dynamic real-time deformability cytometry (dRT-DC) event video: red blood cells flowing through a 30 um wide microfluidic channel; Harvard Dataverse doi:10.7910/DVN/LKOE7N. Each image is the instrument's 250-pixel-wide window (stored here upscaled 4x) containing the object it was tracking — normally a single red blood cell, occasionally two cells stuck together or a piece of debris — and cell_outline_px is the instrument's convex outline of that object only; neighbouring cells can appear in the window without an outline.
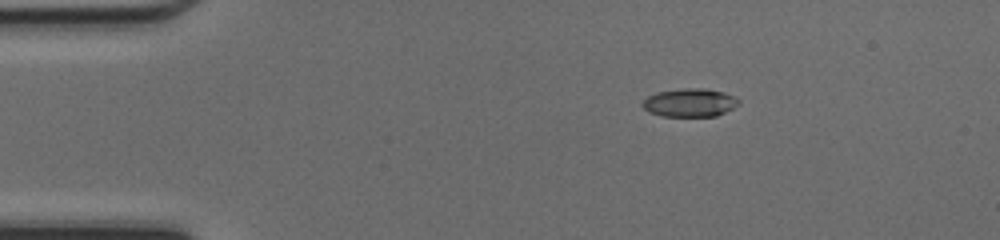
{"species": "common noctule bat (a hibernating species)", "species_latin": "Nyctalus noctula", "temperature_condition": "cold", "stored_images_in_passage": 41, "camera_frame_rate_fps": 3000, "um_per_image_px": 0.085, "animal": {"sex": "female", "body_mass_g": 17.0, "forearm_length_mm": 48.0}, "frame": {"image": 1, "passage_image": 1, "time_ms": 0.0, "image_size_px": [1000, 240], "cell_outline_px": [[740, 104], [716, 116], [664, 116], [648, 112], [640, 104], [648, 96], [656, 92], [684, 88], [704, 88], [724, 92], [740, 100]], "centroid_in_image_um": [58.62, 8.72], "position_along_channel_um": 26.4, "area_um2": 15.84}}
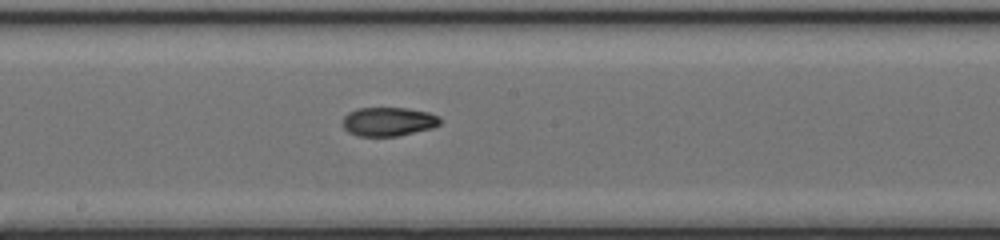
{"frame": {"image": 2, "passage_image": 19, "time_ms": 6.0, "image_size_px": [1000, 240], "cell_outline_px": [[440, 124], [432, 128], [396, 136], [360, 136], [348, 132], [344, 128], [344, 116], [348, 112], [356, 108], [408, 108], [428, 112], [440, 116]], "centroid_in_image_um": [33.02, 10.33], "position_along_channel_um": 215.2, "area_um2": 16.36}}
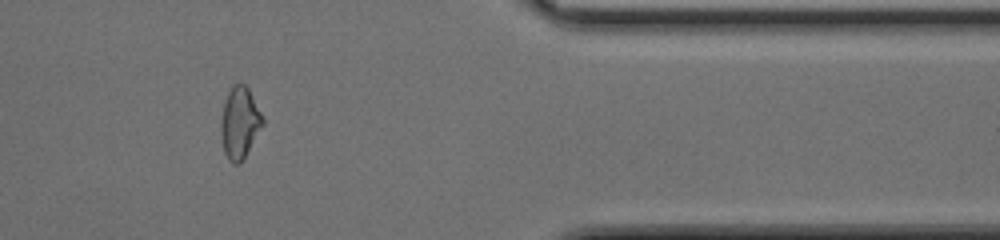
{"frame": {"image": 3, "passage_image": 33, "time_ms": 10.667, "image_size_px": [1000, 240], "cell_outline_px": [[264, 124], [240, 164], [232, 164], [228, 160], [224, 152], [220, 136], [220, 124], [224, 100], [232, 84], [244, 84], [248, 88], [264, 116]], "centroid_in_image_um": [20.37, 10.44], "position_along_channel_um": 391.0, "area_um2": 17.69}, "authors_computed_cell_mechanics": {"area_um2": 16.473, "velocity_mm_per_s": 4.2841, "shape_relaxation_time_tau1_ms": 6.4776, "shape_relaxation_time_tau2_ms": 3.6126, "deformation_change_tau1": 0.194, "deformation_change_tau2": 0.0865}}